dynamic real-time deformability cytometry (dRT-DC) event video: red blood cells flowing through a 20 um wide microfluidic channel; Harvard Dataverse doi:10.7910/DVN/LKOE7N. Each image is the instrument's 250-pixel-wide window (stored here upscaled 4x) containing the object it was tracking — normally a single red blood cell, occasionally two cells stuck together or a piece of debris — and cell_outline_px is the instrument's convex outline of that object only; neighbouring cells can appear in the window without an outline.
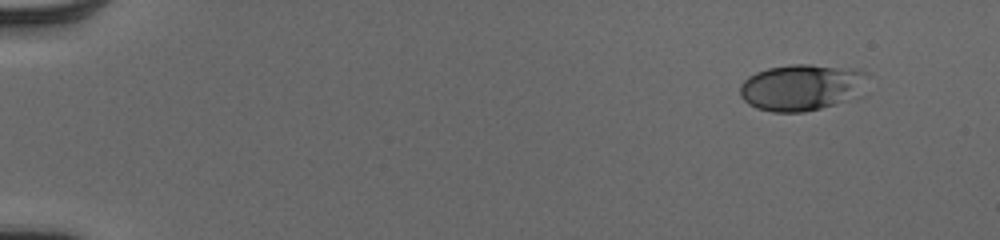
{"species": "human", "species_latin": "Homo sapiens", "temperature_condition": "cold", "stored_images_in_passage": 49, "camera_frame_rate_fps": 3000, "um_per_image_px": 0.085, "donor": {"sex": "male"}, "frame": {"image": 1, "passage_image": 1, "time_ms": 0.0, "image_size_px": [1000, 240], "cell_outline_px": [[868, 72], [864, 96], [820, 108], [804, 112], [772, 112], [756, 108], [748, 104], [740, 96], [740, 84], [748, 76], [756, 72], [768, 68], [792, 64], [808, 64], [860, 68]], "centroid_in_image_um": [68.22, 7.41], "position_along_channel_um": 16.8, "area_um2": 35.43}}
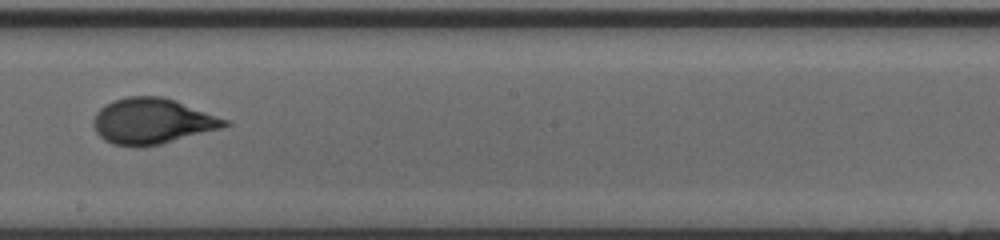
{"frame": {"image": 2, "passage_image": 28, "time_ms": 9.0, "image_size_px": [1000, 240], "cell_outline_px": [[232, 124], [220, 128], [160, 144], [112, 144], [104, 140], [96, 132], [92, 124], [92, 120], [96, 112], [104, 104], [112, 100], [128, 96], [164, 96], [176, 100], [232, 120]], "centroid_in_image_um": [12.96, 10.25], "position_along_channel_um": 235.2, "area_um2": 34.8}}
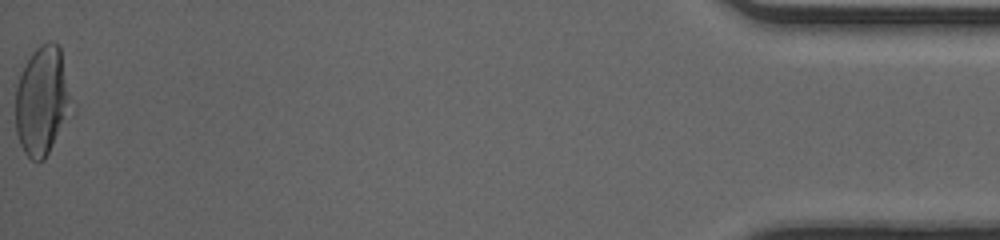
{"frame": {"image": 3, "passage_image": 49, "time_ms": 16.0, "image_size_px": [1000, 240], "cell_outline_px": [[76, 112], [44, 160], [36, 164], [24, 152], [20, 144], [16, 132], [16, 84], [32, 52], [40, 44], [48, 40], [52, 40], [60, 48], [76, 108]], "centroid_in_image_um": [3.67, 8.63], "position_along_channel_um": 431.5, "area_um2": 36.99}, "authors_computed_cell_mechanics": {"area_um2": 33.2928, "velocity_mm_per_s": 4.0459, "shape_relaxation_time_tau1_ms": 3.9323, "shape_relaxation_time_tau2_ms": null, "deformation_change_tau1": 0.1853, "deformation_change_tau2": null}}